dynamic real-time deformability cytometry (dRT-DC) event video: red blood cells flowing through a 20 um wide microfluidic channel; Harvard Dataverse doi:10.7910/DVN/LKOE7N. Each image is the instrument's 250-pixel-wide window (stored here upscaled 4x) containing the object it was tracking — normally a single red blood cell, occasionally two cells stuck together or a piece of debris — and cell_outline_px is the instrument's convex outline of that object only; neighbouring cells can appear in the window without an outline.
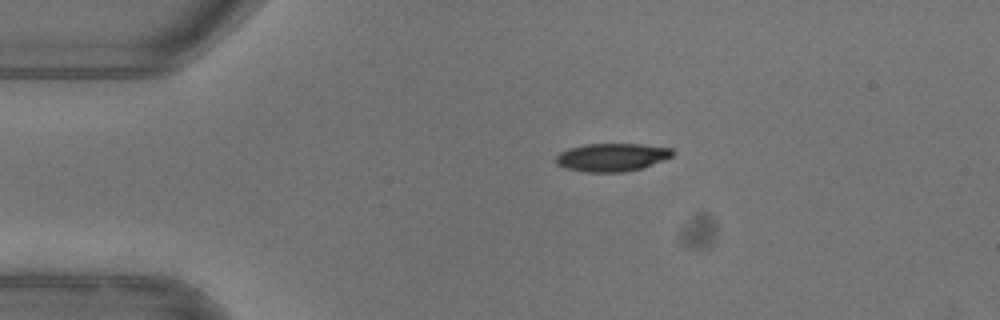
{"species": "common noctule bat (a hibernating species)", "species_latin": "Nyctalus noctula", "temperature_condition": "warm", "stored_images_in_passage": 42, "camera_frame_rate_fps": 3000, "um_per_image_px": 0.085, "animal": {"sex": "female"}, "frame": {"image": 1, "passage_image": 1, "time_ms": 0.0, "image_size_px": [1000, 320], "cell_outline_px": [[676, 152], [672, 156], [664, 160], [644, 168], [624, 172], [584, 172], [568, 168], [556, 164], [556, 156], [560, 152], [568, 148], [584, 144], [640, 144], [672, 148]], "centroid_in_image_um": [52.04, 13.37], "position_along_channel_um": 33.0, "area_um2": 19.25}}
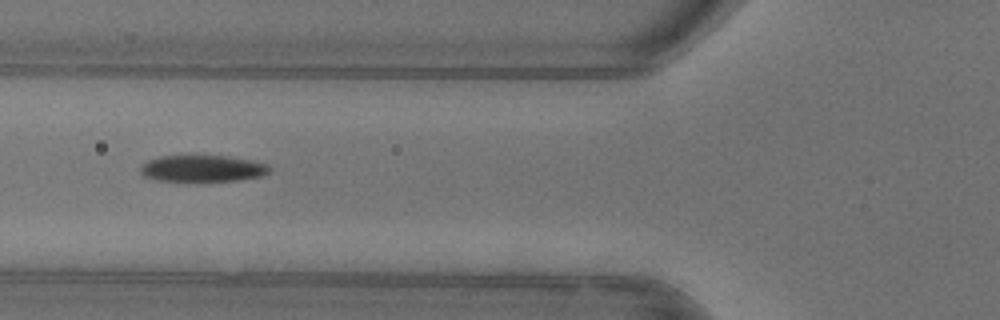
{"frame": {"image": 2, "passage_image": 10, "time_ms": 3.0, "image_size_px": [1000, 320], "cell_outline_px": [[272, 168], [268, 172], [260, 176], [236, 180], [156, 180], [144, 176], [140, 172], [140, 164], [148, 160], [160, 156], [192, 152], [228, 156], [252, 160], [268, 164]], "centroid_in_image_um": [17.16, 14.25], "position_along_channel_um": 108.6, "area_um2": 20.69}}
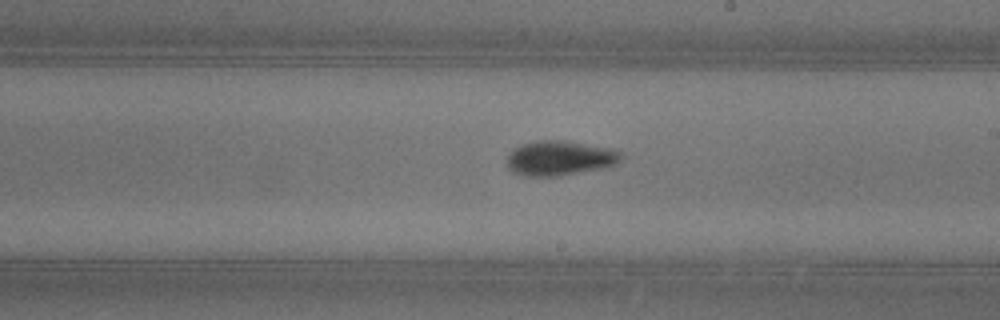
{"frame": {"image": 3, "passage_image": 20, "time_ms": 6.333, "image_size_px": [1000, 320], "cell_outline_px": [[624, 156], [616, 164], [604, 168], [560, 176], [524, 176], [512, 172], [508, 168], [508, 156], [512, 148], [536, 140], [564, 140], [616, 148]], "centroid_in_image_um": [47.62, 13.43], "position_along_channel_um": 241.4, "area_um2": 23.52}, "authors_computed_cell_mechanics": {"area_um2": 20.9814, "velocity_mm_per_s": 3.9786, "shape_relaxation_time_tau1_ms": 4.5362, "shape_relaxation_time_tau2_ms": 3.9364, "deformation_change_tau1": 0.1736, "deformation_change_tau2": 0.0756}}